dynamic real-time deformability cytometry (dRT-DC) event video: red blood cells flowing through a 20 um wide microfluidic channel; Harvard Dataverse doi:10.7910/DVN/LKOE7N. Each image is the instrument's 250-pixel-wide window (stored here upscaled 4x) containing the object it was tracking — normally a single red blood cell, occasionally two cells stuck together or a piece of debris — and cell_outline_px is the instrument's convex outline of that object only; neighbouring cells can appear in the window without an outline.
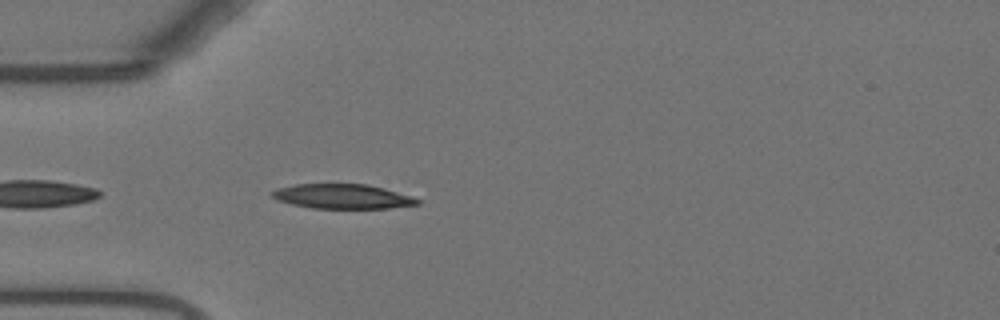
{"species": "Egyptian fruit bat (a non-hibernating species)", "species_latin": "Rousettus aegyptiacus", "temperature_condition": "warm", "stored_images_in_passage": 40, "camera_frame_rate_fps": 3000, "um_per_image_px": 0.085, "animal": {"sex": "female"}, "frame": {"image": 1, "passage_image": 3, "time_ms": 0.667, "image_size_px": [1000, 320], "cell_outline_px": [[420, 204], [388, 208], [312, 208], [292, 204], [276, 200], [268, 192], [276, 188], [296, 184], [368, 184], [384, 188], [412, 196], [420, 200]], "centroid_in_image_um": [29.08, 16.69], "position_along_channel_um": 55.9, "area_um2": 20.92}}
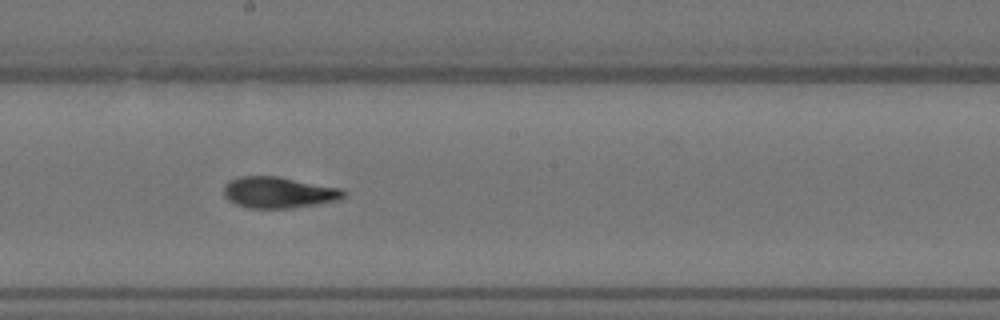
{"frame": {"image": 2, "passage_image": 17, "time_ms": 5.333, "image_size_px": [1000, 320], "cell_outline_px": [[348, 192], [344, 196], [336, 200], [316, 204], [292, 208], [248, 208], [236, 204], [228, 200], [224, 196], [224, 184], [228, 180], [240, 176], [276, 176], [340, 188]], "centroid_in_image_um": [23.63, 16.35], "position_along_channel_um": 224.6, "area_um2": 21.73}}
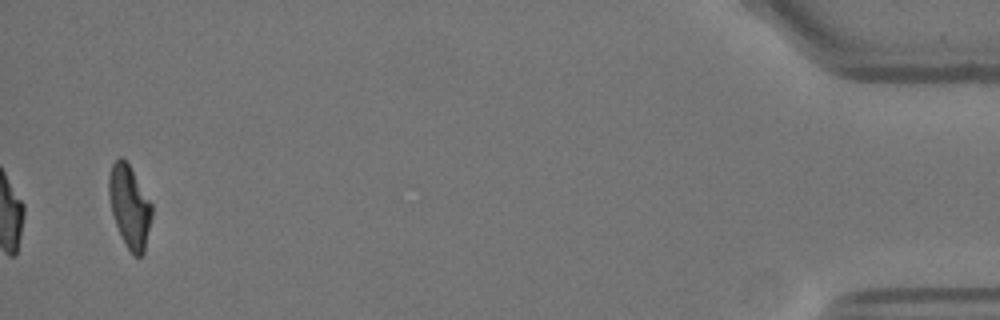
{"frame": {"image": 3, "passage_image": 40, "time_ms": 13.0, "image_size_px": [1000, 320], "cell_outline_px": [[152, 216], [144, 252], [140, 256], [132, 256], [124, 244], [116, 224], [112, 212], [108, 196], [108, 176], [112, 164], [120, 156], [128, 164], [152, 204]], "centroid_in_image_um": [11.0, 17.59], "position_along_channel_um": 424.2, "area_um2": 20.52}, "authors_computed_cell_mechanics": {"area_um2": 21.4727, "velocity_mm_per_s": 3.7202, "shape_relaxation_time_tau1_ms": 7.0931, "shape_relaxation_time_tau2_ms": 1.5236, "deformation_change_tau1": 0.2474, "deformation_change_tau2": 0.0843}}